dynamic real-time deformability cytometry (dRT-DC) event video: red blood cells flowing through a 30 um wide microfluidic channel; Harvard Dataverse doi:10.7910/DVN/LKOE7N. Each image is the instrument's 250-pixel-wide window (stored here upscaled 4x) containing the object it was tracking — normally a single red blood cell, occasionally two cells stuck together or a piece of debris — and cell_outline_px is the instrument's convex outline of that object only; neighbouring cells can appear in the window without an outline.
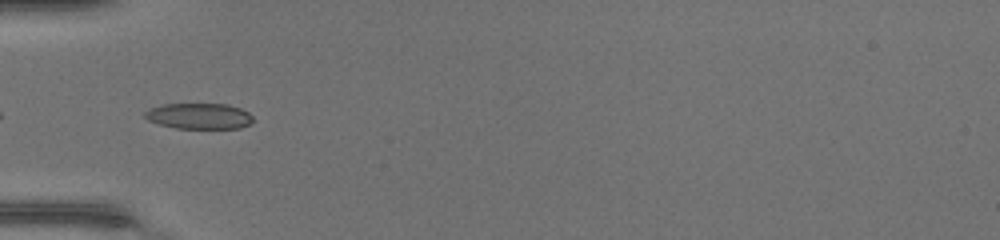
{"species": "common noctule bat (a hibernating species)", "species_latin": "Nyctalus noctula", "temperature_condition": "warm", "stored_images_in_passage": 4, "camera_frame_rate_fps": 3000, "um_per_image_px": 0.085, "animal": {"sex": "female", "body_mass_g": 17.0, "forearm_length_mm": 48.0}, "frame": {"image": 1, "passage_image": 2, "time_ms": 0.333, "image_size_px": [1000, 240], "cell_outline_px": [[252, 120], [248, 124], [240, 128], [176, 128], [160, 124], [148, 120], [144, 116], [144, 112], [160, 104], [228, 104], [240, 108], [248, 112], [252, 116]], "centroid_in_image_um": [16.91, 9.86], "position_along_channel_um": 68.1, "area_um2": 16.13}}